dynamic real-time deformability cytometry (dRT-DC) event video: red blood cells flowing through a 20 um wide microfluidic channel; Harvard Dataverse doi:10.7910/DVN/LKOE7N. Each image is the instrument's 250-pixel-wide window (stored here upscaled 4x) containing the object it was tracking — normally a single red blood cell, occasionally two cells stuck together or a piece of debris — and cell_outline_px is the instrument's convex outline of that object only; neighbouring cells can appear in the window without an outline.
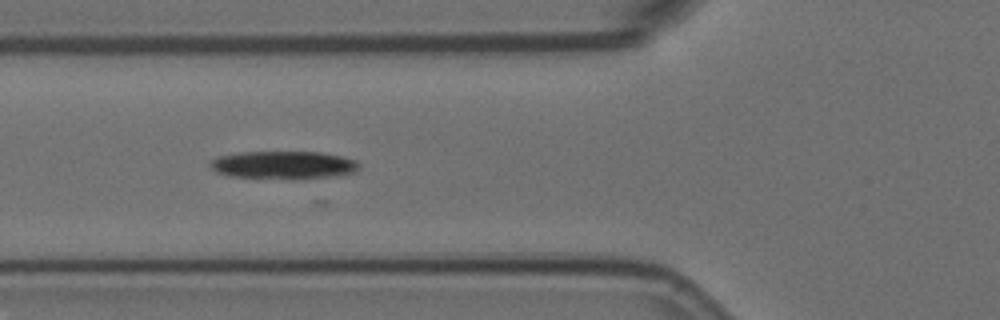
{"species": "Egyptian fruit bat (a non-hibernating species)", "species_latin": "Rousettus aegyptiacus", "temperature_condition": "room temperature", "stored_images_in_passage": 7, "camera_frame_rate_fps": 3000, "um_per_image_px": 0.085, "animal": {"sex": "female"}, "frame": {"image": 1, "passage_image": 6, "time_ms": 1.667, "image_size_px": [1000, 320], "cell_outline_px": [[360, 168], [356, 172], [340, 176], [292, 180], [228, 176], [216, 172], [208, 164], [212, 160], [220, 156], [240, 152], [320, 152], [344, 156], [356, 160], [360, 164]], "centroid_in_image_um": [24.17, 14.04], "position_along_channel_um": 101.6, "area_um2": 24.85}}
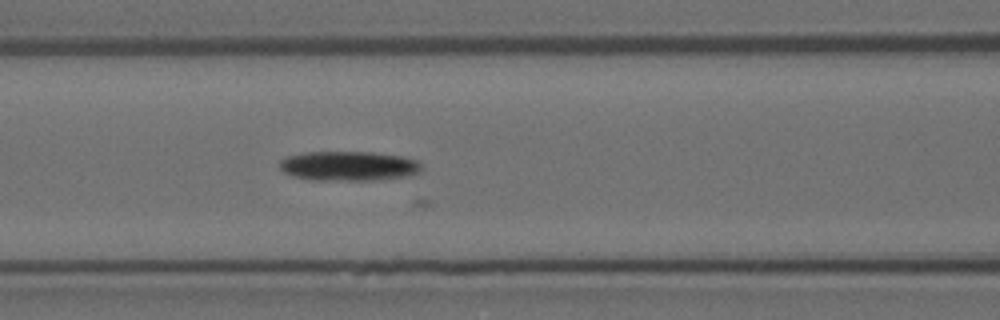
{"frame": {"image": 2, "passage_image": 7, "time_ms": 2.0, "image_size_px": [1000, 320], "cell_outline_px": [[420, 172], [408, 176], [372, 180], [312, 180], [292, 176], [284, 172], [280, 168], [280, 160], [284, 156], [304, 152], [372, 152], [404, 156], [416, 160], [420, 164]], "centroid_in_image_um": [29.6, 14.1], "position_along_channel_um": 137.0, "area_um2": 24.62}}